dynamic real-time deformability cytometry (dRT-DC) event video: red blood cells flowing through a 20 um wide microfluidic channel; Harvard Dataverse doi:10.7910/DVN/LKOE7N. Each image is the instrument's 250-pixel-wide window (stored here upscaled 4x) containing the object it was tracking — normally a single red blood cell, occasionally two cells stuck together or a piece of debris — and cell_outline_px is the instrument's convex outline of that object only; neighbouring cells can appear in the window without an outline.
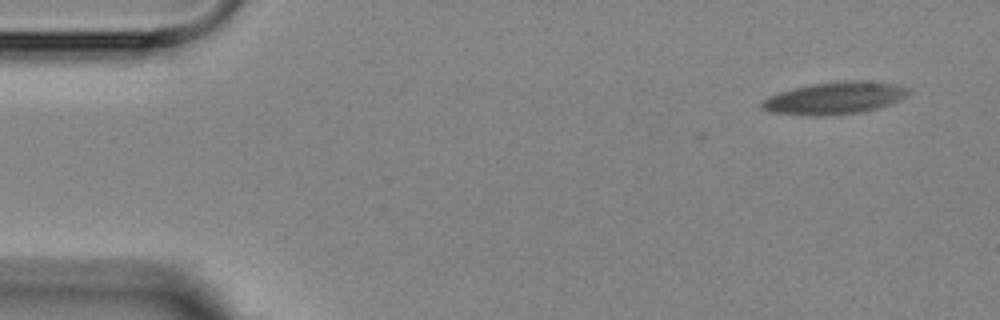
{"species": "Egyptian fruit bat (a non-hibernating species)", "species_latin": "Rousettus aegyptiacus", "temperature_condition": "room temperature", "stored_images_in_passage": 5, "camera_frame_rate_fps": 3000, "um_per_image_px": 0.085, "animal": {"sex": "female"}, "frame": {"image": 1, "passage_image": 1, "time_ms": 0.0, "image_size_px": [1000, 320], "cell_outline_px": [[908, 92], [900, 100], [880, 108], [860, 112], [824, 116], [812, 116], [768, 112], [760, 108], [760, 104], [764, 100], [780, 92], [812, 84], [844, 80], [864, 80], [896, 84], [908, 88]], "centroid_in_image_um": [70.95, 8.34], "position_along_channel_um": 14.0, "area_um2": 27.46}}